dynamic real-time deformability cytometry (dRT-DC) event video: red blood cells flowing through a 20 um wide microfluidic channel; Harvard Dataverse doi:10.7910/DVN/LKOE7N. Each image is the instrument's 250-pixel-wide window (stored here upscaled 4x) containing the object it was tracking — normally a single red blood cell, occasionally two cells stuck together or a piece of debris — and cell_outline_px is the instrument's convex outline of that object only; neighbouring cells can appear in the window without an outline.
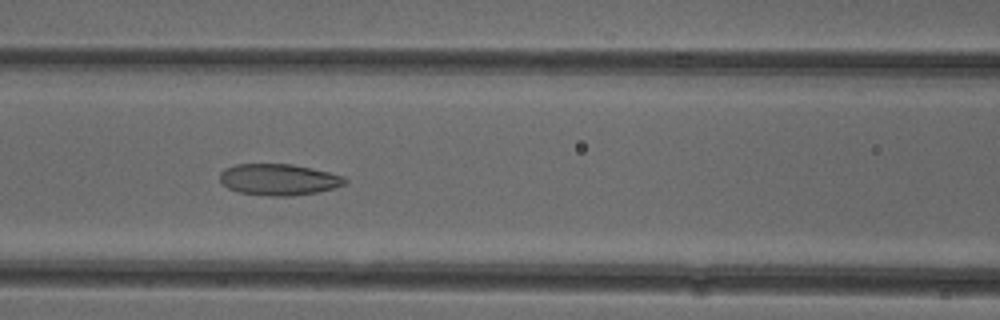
{"species": "common noctule bat (a hibernating species)", "species_latin": "Nyctalus noctula", "temperature_condition": "cold", "stored_images_in_passage": 52, "camera_frame_rate_fps": 3000, "um_per_image_px": 0.085, "animal": {"sex": "female"}, "frame": {"image": 1, "passage_image": 22, "time_ms": 7.0, "image_size_px": [1000, 320], "cell_outline_px": [[348, 180], [344, 184], [332, 188], [316, 192], [288, 196], [268, 196], [240, 192], [228, 188], [220, 180], [220, 172], [224, 168], [236, 164], [292, 164], [312, 168], [344, 176]], "centroid_in_image_um": [23.67, 15.25], "position_along_channel_um": 142.9, "area_um2": 22.72}}
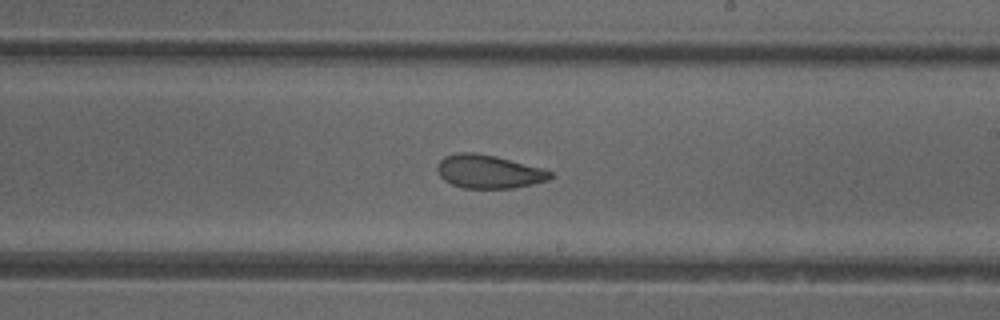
{"frame": {"image": 2, "passage_image": 30, "time_ms": 9.667, "image_size_px": [1000, 320], "cell_outline_px": [[556, 176], [548, 180], [532, 184], [512, 188], [464, 188], [452, 184], [444, 180], [440, 176], [436, 168], [440, 160], [444, 156], [456, 152], [472, 152], [496, 156], [544, 168], [552, 172]], "centroid_in_image_um": [41.56, 14.58], "position_along_channel_um": 247.4, "area_um2": 22.2}}
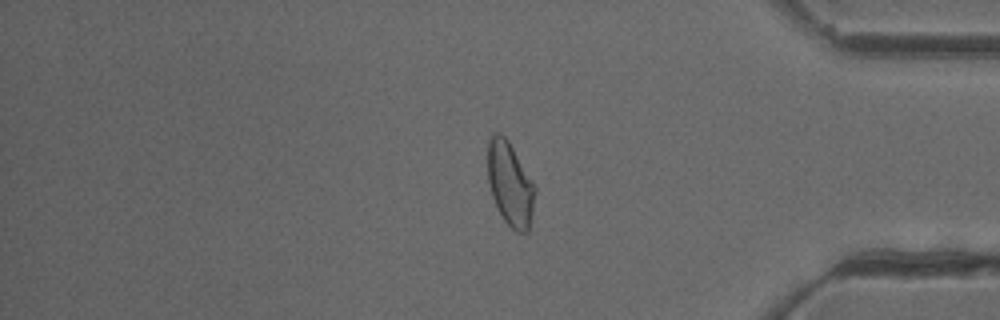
{"frame": {"image": 3, "passage_image": 43, "time_ms": 14.0, "image_size_px": [1000, 320], "cell_outline_px": [[536, 188], [532, 212], [528, 232], [516, 232], [504, 220], [492, 196], [488, 180], [488, 140], [496, 132], [500, 132], [508, 140], [532, 180]], "centroid_in_image_um": [43.36, 15.63], "position_along_channel_um": 391.8, "area_um2": 22.77}, "authors_computed_cell_mechanics": {"area_um2": 24.276, "velocity_mm_per_s": 3.9261, "shape_relaxation_time_tau1_ms": null, "shape_relaxation_time_tau2_ms": 2.044, "deformation_change_tau1": null, "deformation_change_tau2": 0.0783}}